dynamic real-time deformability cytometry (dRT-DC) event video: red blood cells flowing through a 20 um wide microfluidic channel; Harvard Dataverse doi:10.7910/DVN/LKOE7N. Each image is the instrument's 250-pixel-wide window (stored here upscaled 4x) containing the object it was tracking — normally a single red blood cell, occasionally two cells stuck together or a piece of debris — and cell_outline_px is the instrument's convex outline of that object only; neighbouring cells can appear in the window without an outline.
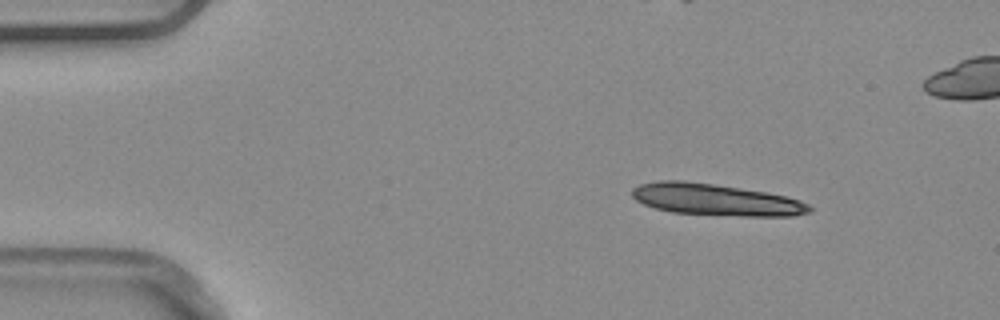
{"species": "common noctule bat (a hibernating species)", "species_latin": "Nyctalus noctula", "temperature_condition": "warm", "stored_images_in_passage": 5, "camera_frame_rate_fps": 3000, "um_per_image_px": 0.085, "animal": {"sex": "male", "body_mass_g": 20.4}, "frame": {"image": 1, "passage_image": 1, "time_ms": 0.0, "image_size_px": [1000, 320], "cell_outline_px": [[812, 212], [792, 216], [744, 216], [672, 212], [656, 208], [644, 204], [636, 200], [632, 196], [632, 188], [640, 184], [656, 180], [684, 180], [768, 192], [788, 196], [800, 200], [808, 204], [812, 208]], "centroid_in_image_um": [60.86, 16.96], "position_along_channel_um": 24.1, "area_um2": 32.77}}